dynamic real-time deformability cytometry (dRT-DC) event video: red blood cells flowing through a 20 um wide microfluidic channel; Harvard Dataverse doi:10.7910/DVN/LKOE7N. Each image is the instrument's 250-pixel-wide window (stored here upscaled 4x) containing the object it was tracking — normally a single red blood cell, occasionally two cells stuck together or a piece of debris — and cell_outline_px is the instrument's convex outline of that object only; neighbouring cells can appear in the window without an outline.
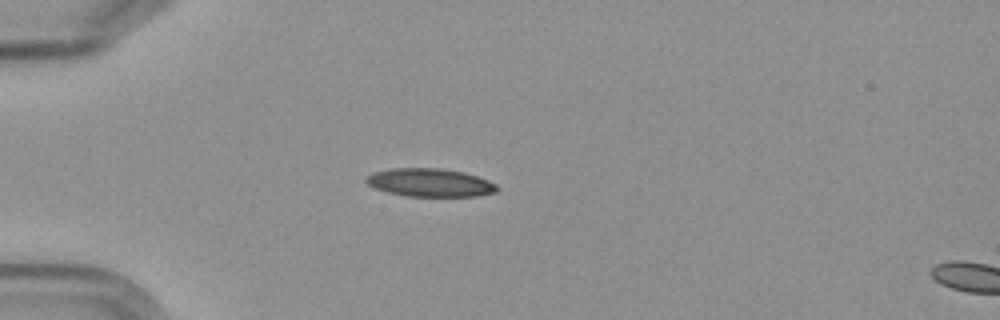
{"species": "Egyptian fruit bat (a non-hibernating species)", "species_latin": "Rousettus aegyptiacus", "temperature_condition": "cold", "stored_images_in_passage": 6, "camera_frame_rate_fps": 3000, "um_per_image_px": 0.085, "frame": {"image": 1, "passage_image": 5, "time_ms": 4.667, "image_size_px": [1000, 320], "cell_outline_px": [[500, 188], [496, 192], [476, 196], [404, 196], [388, 192], [376, 188], [368, 184], [364, 180], [372, 172], [392, 168], [440, 168], [464, 172], [488, 180], [496, 184]], "centroid_in_image_um": [36.56, 15.52], "position_along_channel_um": 48.4, "area_um2": 21.5}}